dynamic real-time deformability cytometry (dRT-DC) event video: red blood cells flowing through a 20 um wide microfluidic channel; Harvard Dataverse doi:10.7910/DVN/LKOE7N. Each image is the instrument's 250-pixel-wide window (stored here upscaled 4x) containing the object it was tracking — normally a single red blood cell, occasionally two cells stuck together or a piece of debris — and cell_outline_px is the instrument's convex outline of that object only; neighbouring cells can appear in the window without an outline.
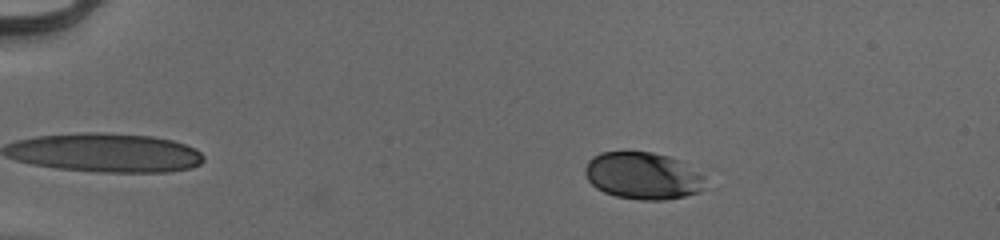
{"species": "human", "species_latin": "Homo sapiens", "temperature_condition": "cold", "stored_images_in_passage": 49, "camera_frame_rate_fps": 3000, "um_per_image_px": 0.085, "donor": {"sex": "male"}, "frame": {"image": 1, "passage_image": 6, "time_ms": 1.667, "image_size_px": [1000, 240], "cell_outline_px": [[720, 168], [704, 188], [700, 192], [684, 196], [664, 200], [640, 200], [616, 196], [604, 192], [596, 188], [588, 180], [584, 172], [584, 168], [588, 160], [592, 156], [600, 152], [652, 152]], "centroid_in_image_um": [54.99, 14.9], "position_along_channel_um": 30.0, "area_um2": 35.72}}
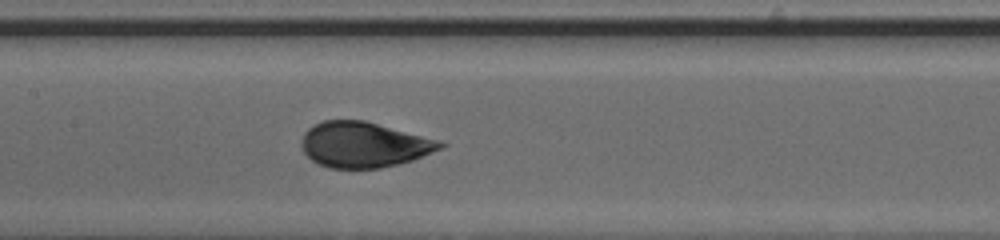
{"frame": {"image": 2, "passage_image": 24, "time_ms": 7.667, "image_size_px": [1000, 240], "cell_outline_px": [[448, 144], [432, 152], [412, 160], [380, 168], [328, 168], [312, 160], [304, 152], [300, 144], [304, 132], [308, 128], [324, 120], [364, 120], [440, 140]], "centroid_in_image_um": [30.91, 12.29], "position_along_channel_um": 176.5, "area_um2": 36.59}}
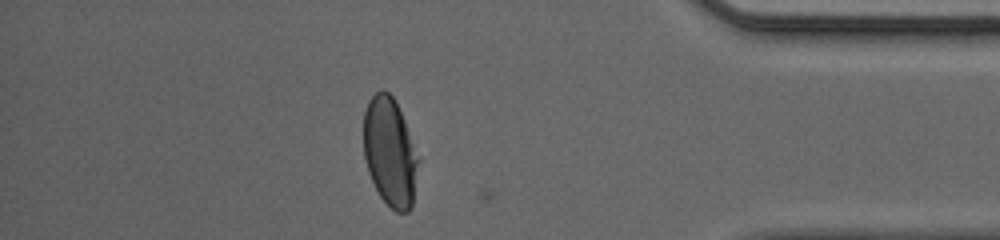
{"frame": {"image": 3, "passage_image": 43, "time_ms": 14.0, "image_size_px": [1000, 240], "cell_outline_px": [[416, 164], [412, 204], [408, 212], [396, 212], [380, 196], [368, 172], [364, 156], [364, 112], [368, 100], [380, 88], [388, 92], [392, 96], [404, 120], [416, 160]], "centroid_in_image_um": [33.07, 12.89], "position_along_channel_um": 402.1, "area_um2": 33.35}, "authors_computed_cell_mechanics": {"area_um2": 36.5874, "velocity_mm_per_s": 3.9764, "shape_relaxation_time_tau1_ms": 3.2349, "shape_relaxation_time_tau2_ms": null, "deformation_change_tau1": 0.1387, "deformation_change_tau2": null}}